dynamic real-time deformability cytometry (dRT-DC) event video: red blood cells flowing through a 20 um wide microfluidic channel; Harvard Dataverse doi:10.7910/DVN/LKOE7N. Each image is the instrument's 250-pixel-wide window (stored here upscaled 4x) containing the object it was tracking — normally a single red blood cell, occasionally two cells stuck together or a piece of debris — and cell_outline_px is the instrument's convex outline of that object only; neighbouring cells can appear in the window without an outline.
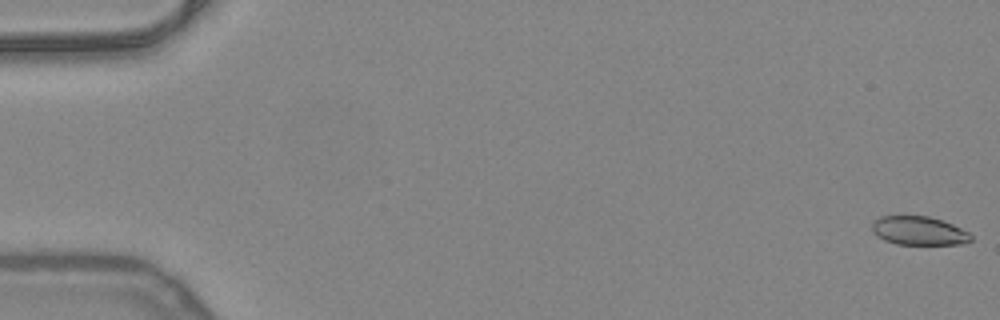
{"species": "common noctule bat (a hibernating species)", "species_latin": "Nyctalus noctula", "temperature_condition": "warm", "stored_images_in_passage": 52, "camera_frame_rate_fps": 3000, "um_per_image_px": 0.085, "animal": {"sex": "female", "body_mass_g": 24.6, "forearm_length_mm": 56.2}, "frame": {"image": 1, "passage_image": 1, "time_ms": 0.0, "image_size_px": [1000, 320], "cell_outline_px": [[972, 240], [964, 244], [896, 244], [884, 240], [876, 236], [872, 232], [872, 224], [880, 216], [928, 216], [952, 224], [968, 232], [972, 236]], "centroid_in_image_um": [78.09, 19.62], "position_along_channel_um": 6.9, "area_um2": 16.47}}
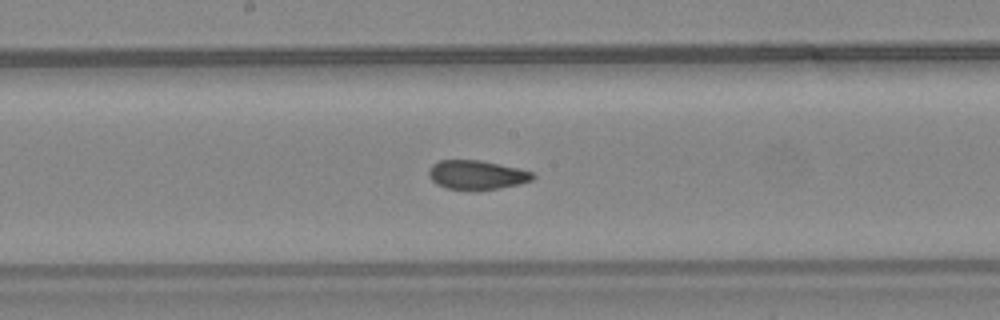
{"frame": {"image": 2, "passage_image": 28, "time_ms": 9.0, "image_size_px": [1000, 320], "cell_outline_px": [[536, 176], [532, 180], [520, 184], [500, 188], [472, 192], [448, 188], [436, 184], [428, 176], [428, 172], [432, 164], [440, 160], [480, 160], [500, 164], [532, 172]], "centroid_in_image_um": [40.51, 14.89], "position_along_channel_um": 207.7, "area_um2": 17.98}}
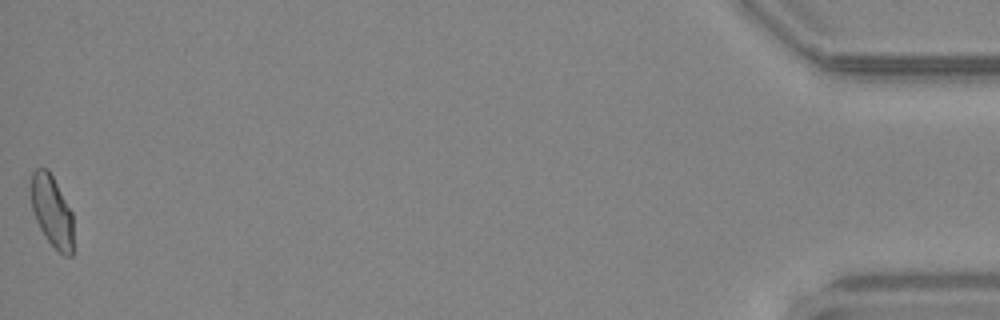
{"frame": {"image": 3, "passage_image": 52, "time_ms": 17.0, "image_size_px": [1000, 320], "cell_outline_px": [[72, 256], [64, 256], [44, 236], [36, 220], [32, 208], [32, 172], [36, 168], [48, 168], [72, 212]], "centroid_in_image_um": [4.42, 17.94], "position_along_channel_um": 430.8, "area_um2": 17.28}, "authors_computed_cell_mechanics": {"area_um2": 18.1203, "velocity_mm_per_s": 4.0298, "shape_relaxation_time_tau1_ms": null, "shape_relaxation_time_tau2_ms": 1.1187, "deformation_change_tau1": null, "deformation_change_tau2": 0.053}}